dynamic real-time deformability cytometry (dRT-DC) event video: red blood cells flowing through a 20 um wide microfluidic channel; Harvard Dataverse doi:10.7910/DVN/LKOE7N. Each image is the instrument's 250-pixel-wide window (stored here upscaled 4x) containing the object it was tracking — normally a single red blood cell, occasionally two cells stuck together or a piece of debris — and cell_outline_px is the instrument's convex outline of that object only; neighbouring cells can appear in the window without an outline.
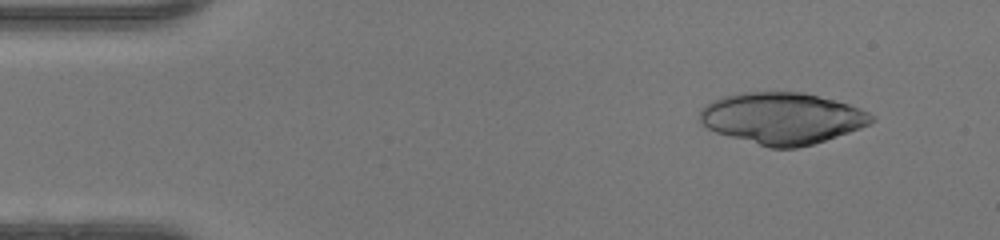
{"species": "human", "species_latin": "Homo sapiens", "temperature_condition": "warm", "stored_images_in_passage": 48, "camera_frame_rate_fps": 3000, "um_per_image_px": 0.085, "donor": {"sex": "female"}, "frame": {"image": 1, "passage_image": 5, "time_ms": 1.333, "image_size_px": [1000, 240], "cell_outline_px": [[876, 120], [860, 128], [812, 144], [796, 148], [768, 148], [716, 132], [708, 128], [700, 120], [700, 108], [712, 100], [724, 96], [740, 92], [804, 92], [848, 104], [860, 108], [876, 116]], "centroid_in_image_um": [66.47, 10.04], "position_along_channel_um": 18.5, "area_um2": 51.38}}
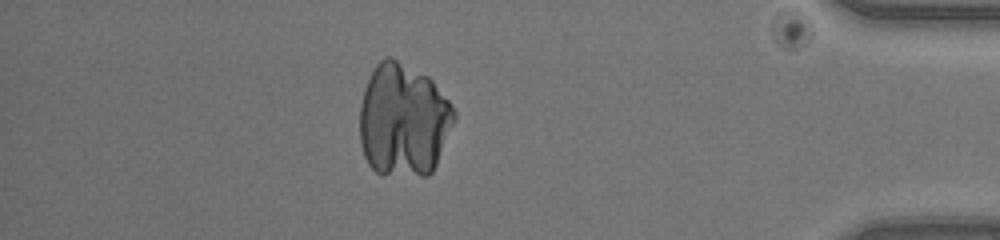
{"frame": {"image": 2, "passage_image": 42, "time_ms": 13.667, "image_size_px": [1000, 240], "cell_outline_px": [[456, 116], [436, 164], [432, 172], [428, 176], [420, 176], [376, 172], [368, 164], [364, 156], [360, 144], [360, 104], [364, 88], [376, 64], [384, 56], [392, 56], [428, 76], [432, 80], [452, 104], [456, 112]], "centroid_in_image_um": [34.28, 10.18], "position_along_channel_um": 400.9, "area_um2": 62.37}}